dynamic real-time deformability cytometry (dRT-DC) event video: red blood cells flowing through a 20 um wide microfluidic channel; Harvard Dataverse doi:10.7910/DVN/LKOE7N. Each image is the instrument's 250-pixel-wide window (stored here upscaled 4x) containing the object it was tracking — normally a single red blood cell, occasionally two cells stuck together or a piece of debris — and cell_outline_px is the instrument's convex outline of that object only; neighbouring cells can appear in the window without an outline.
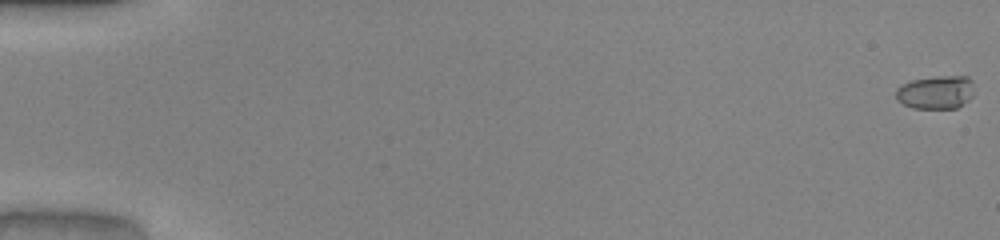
{"species": "common noctule bat (a hibernating species)", "species_latin": "Nyctalus noctula", "temperature_condition": "warm", "stored_images_in_passage": 40, "camera_frame_rate_fps": 3000, "um_per_image_px": 0.085, "animal": {"sex": "male", "body_mass_g": 20.0, "forearm_length_mm": 53.3}, "frame": {"image": 1, "passage_image": 1, "time_ms": 0.0, "image_size_px": [1000, 240], "cell_outline_px": [[972, 96], [968, 100], [956, 108], [912, 108], [896, 100], [896, 88], [900, 84], [912, 80], [936, 76], [968, 76], [972, 80]], "centroid_in_image_um": [79.51, 7.83], "position_along_channel_um": 5.5, "area_um2": 15.26}}
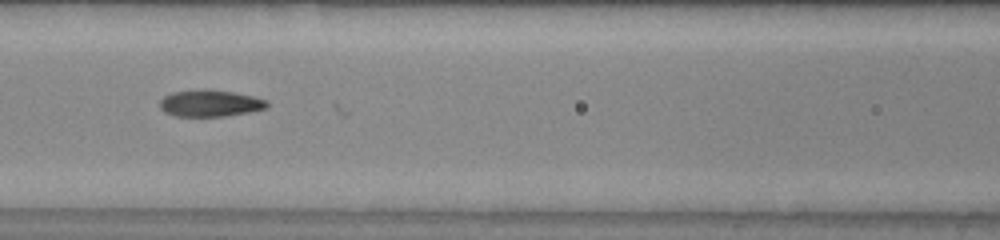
{"frame": {"image": 2, "passage_image": 25, "time_ms": 8.0, "image_size_px": [1000, 240], "cell_outline_px": [[268, 108], [248, 112], [224, 116], [176, 116], [164, 112], [160, 108], [160, 100], [164, 96], [172, 92], [204, 88], [232, 92], [252, 96], [268, 100]], "centroid_in_image_um": [17.85, 8.77], "position_along_channel_um": 148.8, "area_um2": 16.76}}
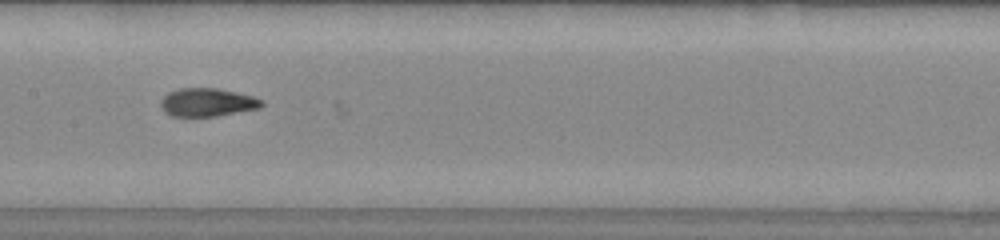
{"frame": {"image": 3, "passage_image": 28, "time_ms": 9.0, "image_size_px": [1000, 240], "cell_outline_px": [[264, 104], [260, 108], [216, 116], [172, 116], [164, 112], [160, 104], [160, 100], [168, 92], [180, 88], [216, 88], [236, 92], [252, 96], [264, 100]], "centroid_in_image_um": [17.62, 8.7], "position_along_channel_um": 189.8, "area_um2": 16.65}}